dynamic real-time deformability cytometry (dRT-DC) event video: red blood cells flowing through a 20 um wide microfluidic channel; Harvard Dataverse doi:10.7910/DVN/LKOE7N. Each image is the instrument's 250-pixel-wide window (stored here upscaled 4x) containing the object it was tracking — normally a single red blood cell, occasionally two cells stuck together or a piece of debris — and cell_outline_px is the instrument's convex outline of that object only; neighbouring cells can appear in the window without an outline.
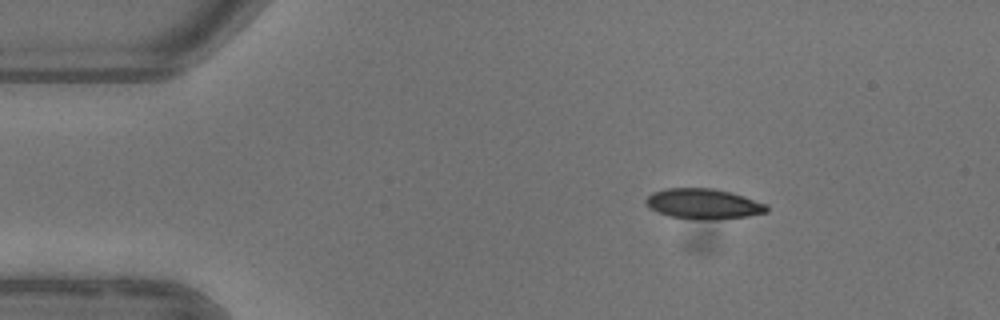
{"species": "common noctule bat (a hibernating species)", "species_latin": "Nyctalus noctula", "temperature_condition": "warm", "stored_images_in_passage": 3, "camera_frame_rate_fps": 3000, "um_per_image_px": 0.085, "animal": {"sex": "female"}, "frame": {"image": 1, "passage_image": 1, "time_ms": 0.0, "image_size_px": [1000, 320], "cell_outline_px": [[768, 212], [748, 216], [716, 220], [708, 220], [668, 216], [648, 208], [644, 200], [652, 192], [664, 188], [712, 188], [732, 192], [768, 204]], "centroid_in_image_um": [59.8, 17.32], "position_along_channel_um": 25.2, "area_um2": 21.62}}